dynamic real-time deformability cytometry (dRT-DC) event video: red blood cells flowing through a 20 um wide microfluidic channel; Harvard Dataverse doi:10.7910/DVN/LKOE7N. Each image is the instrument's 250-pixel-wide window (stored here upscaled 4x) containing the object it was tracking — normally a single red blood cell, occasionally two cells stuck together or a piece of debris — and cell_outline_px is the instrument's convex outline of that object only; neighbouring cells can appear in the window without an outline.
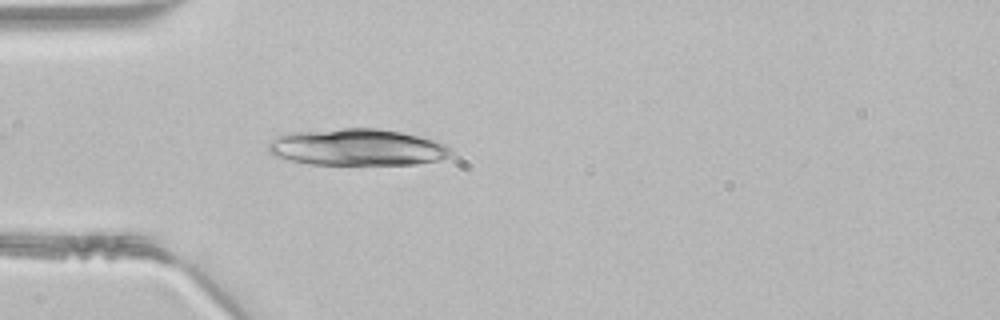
{"species": "common noctule bat (a hibernating species)", "species_latin": "Nyctalus noctula", "temperature_condition": "room temperature", "stored_images_in_passage": 24, "camera_frame_rate_fps": 3000, "um_per_image_px": 0.085, "animal": {"sex": "male", "body_mass_g": 21.5, "forearm_length_mm": 52.0}, "frame": {"image": 1, "passage_image": 3, "time_ms": 0.667, "image_size_px": [1000, 320], "cell_outline_px": [[452, 156], [440, 160], [416, 164], [308, 164], [288, 160], [272, 156], [268, 152], [268, 144], [276, 136], [288, 132], [344, 128], [376, 128], [400, 132], [420, 136], [444, 144], [452, 148]], "centroid_in_image_um": [30.33, 12.52], "position_along_channel_um": 54.7, "area_um2": 39.36}}
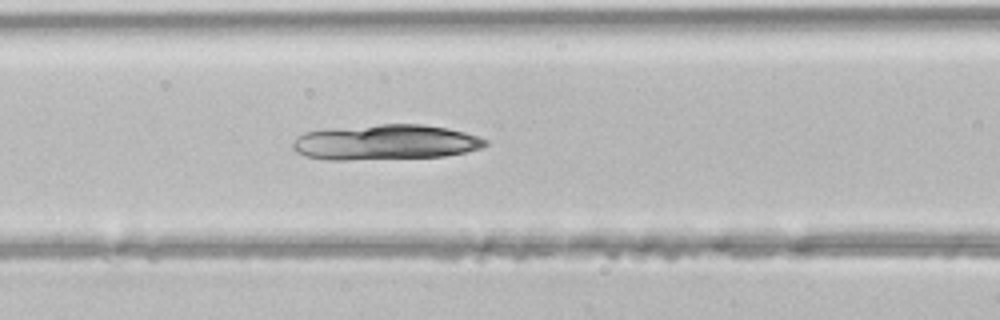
{"frame": {"image": 2, "passage_image": 9, "time_ms": 2.667, "image_size_px": [1000, 320], "cell_outline_px": [[488, 144], [484, 148], [444, 156], [348, 160], [328, 160], [308, 156], [296, 152], [292, 148], [292, 140], [304, 132], [324, 128], [380, 124], [420, 124], [448, 128], [480, 136], [488, 140]], "centroid_in_image_um": [32.75, 12.08], "position_along_channel_um": 133.9, "area_um2": 40.0}}
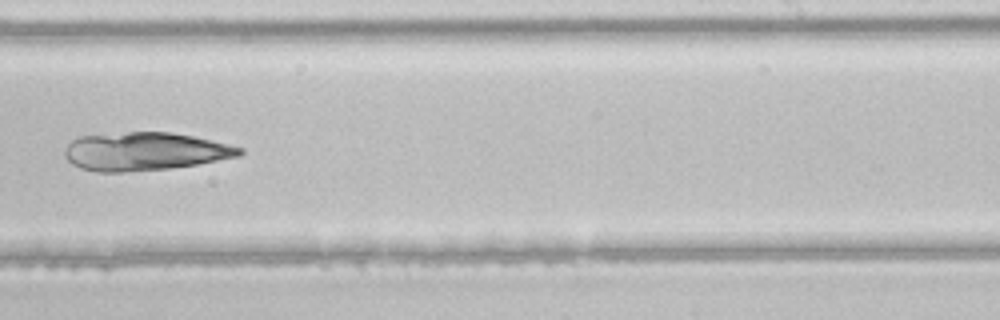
{"frame": {"image": 3, "passage_image": 19, "time_ms": 6.0, "image_size_px": [1000, 320], "cell_outline_px": [[244, 152], [240, 156], [196, 164], [168, 168], [124, 172], [96, 172], [80, 168], [72, 164], [64, 156], [64, 148], [72, 140], [80, 136], [128, 132], [172, 132], [212, 140], [244, 148]], "centroid_in_image_um": [12.29, 12.87], "position_along_channel_um": 276.7, "area_um2": 38.9}}